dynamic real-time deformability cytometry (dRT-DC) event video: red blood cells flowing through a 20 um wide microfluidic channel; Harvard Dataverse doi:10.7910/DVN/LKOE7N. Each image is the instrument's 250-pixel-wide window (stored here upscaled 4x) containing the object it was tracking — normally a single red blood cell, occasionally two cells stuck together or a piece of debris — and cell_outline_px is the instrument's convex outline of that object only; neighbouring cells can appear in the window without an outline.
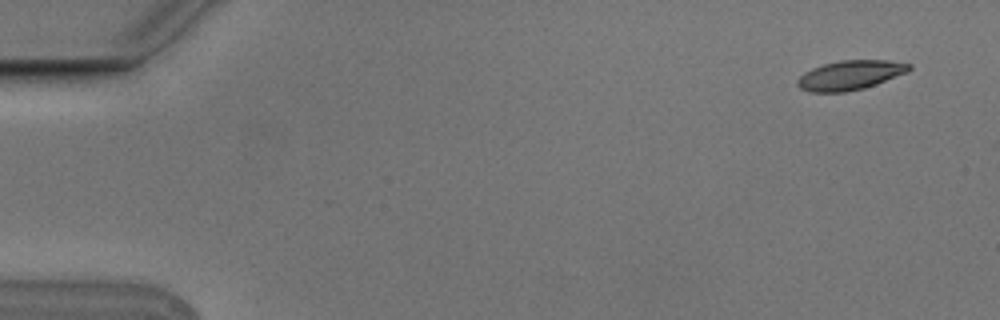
{"species": "Egyptian fruit bat (a non-hibernating species)", "species_latin": "Rousettus aegyptiacus", "temperature_condition": "cold", "stored_images_in_passage": 5, "camera_frame_rate_fps": 3000, "um_per_image_px": 0.085, "animal": {"sex": "male"}, "frame": {"image": 1, "passage_image": 1, "time_ms": 0.0, "image_size_px": [1000, 320], "cell_outline_px": [[912, 68], [908, 72], [876, 84], [864, 88], [844, 92], [808, 92], [800, 88], [796, 84], [796, 80], [804, 72], [812, 68], [824, 64], [840, 60], [888, 60], [912, 64]], "centroid_in_image_um": [72.26, 6.38], "position_along_channel_um": 12.7, "area_um2": 19.25}}
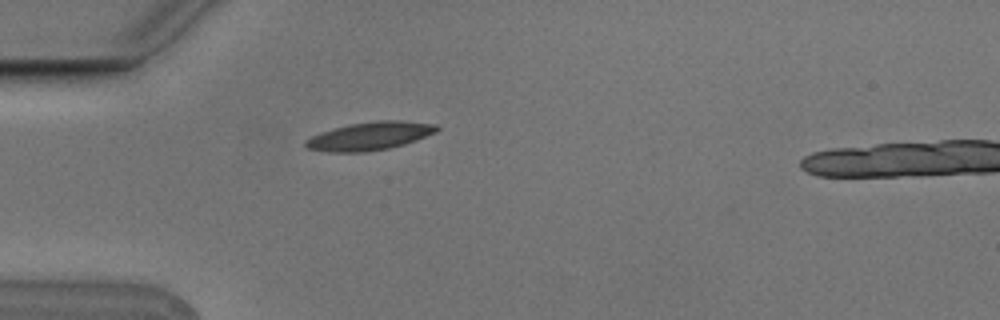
{"frame": {"image": 2, "passage_image": 4, "time_ms": 1.0, "image_size_px": [1000, 320], "cell_outline_px": [[440, 128], [436, 132], [416, 140], [404, 144], [388, 148], [364, 152], [328, 152], [308, 148], [304, 144], [304, 140], [312, 136], [336, 128], [352, 124], [380, 120], [396, 120], [436, 124]], "centroid_in_image_um": [31.45, 11.57], "position_along_channel_um": 53.5, "area_um2": 21.15}}